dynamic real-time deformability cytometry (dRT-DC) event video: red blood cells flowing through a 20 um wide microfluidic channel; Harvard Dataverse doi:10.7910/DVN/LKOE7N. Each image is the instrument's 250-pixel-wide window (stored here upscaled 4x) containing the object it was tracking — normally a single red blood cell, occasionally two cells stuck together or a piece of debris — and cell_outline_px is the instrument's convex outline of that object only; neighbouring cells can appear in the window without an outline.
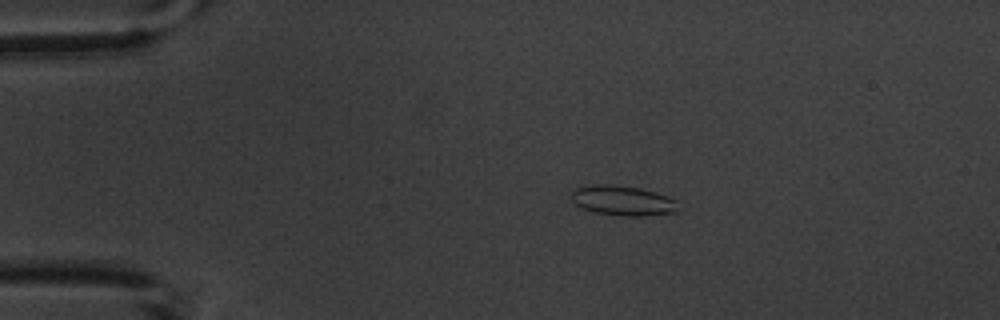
{"species": "common noctule bat (a hibernating species)", "species_latin": "Nyctalus noctula", "temperature_condition": "warm", "stored_images_in_passage": 4, "camera_frame_rate_fps": 3000, "um_per_image_px": 0.085, "animal": {"sex": "male", "body_mass_g": 20.1, "forearm_length_mm": 53.5}, "frame": {"image": 1, "passage_image": 3, "time_ms": 2.333, "image_size_px": [1000, 320], "cell_outline_px": [[676, 212], [640, 216], [620, 216], [592, 212], [580, 208], [572, 200], [572, 192], [576, 188], [596, 184], [612, 184], [640, 188], [656, 192], [676, 200]], "centroid_in_image_um": [52.89, 17.05], "position_along_channel_um": 32.1, "area_um2": 18.61}}